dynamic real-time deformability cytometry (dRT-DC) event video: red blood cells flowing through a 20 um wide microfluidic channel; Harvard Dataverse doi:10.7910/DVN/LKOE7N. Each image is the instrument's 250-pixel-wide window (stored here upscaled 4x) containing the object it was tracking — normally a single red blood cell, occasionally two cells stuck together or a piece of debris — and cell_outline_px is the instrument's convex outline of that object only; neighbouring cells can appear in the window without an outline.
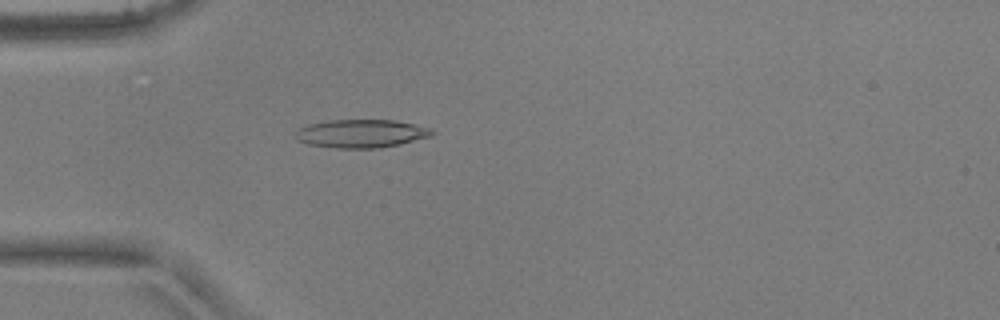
{"species": "common noctule bat (a hibernating species)", "species_latin": "Nyctalus noctula", "temperature_condition": "warm", "stored_images_in_passage": 51, "camera_frame_rate_fps": 3000, "um_per_image_px": 0.085, "animal": {"sex": "male", "body_mass_g": 17.9, "forearm_length_mm": 54.2}, "frame": {"image": 1, "passage_image": 14, "time_ms": 4.333, "image_size_px": [1000, 320], "cell_outline_px": [[436, 132], [432, 136], [400, 144], [380, 148], [336, 148], [308, 144], [296, 140], [296, 132], [300, 128], [308, 124], [328, 120], [392, 120], [412, 124], [428, 128]], "centroid_in_image_um": [30.69, 11.36], "position_along_channel_um": 54.3, "area_um2": 22.37}}
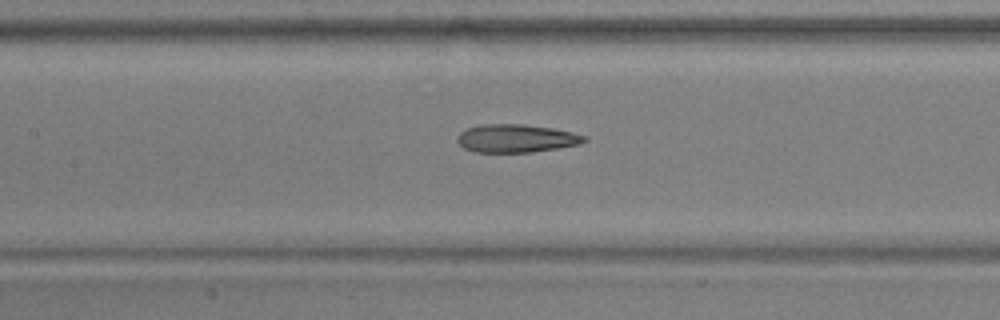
{"frame": {"image": 2, "passage_image": 23, "time_ms": 7.333, "image_size_px": [1000, 320], "cell_outline_px": [[588, 140], [580, 144], [532, 152], [476, 152], [464, 148], [456, 140], [456, 136], [460, 132], [468, 128], [480, 124], [524, 124], [552, 128], [572, 132], [588, 136]], "centroid_in_image_um": [43.88, 11.75], "position_along_channel_um": 163.5, "area_um2": 20.87}}
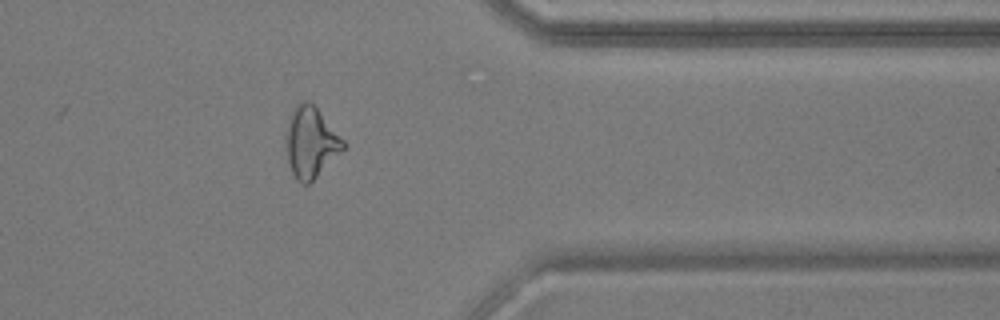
{"frame": {"image": 3, "passage_image": 41, "time_ms": 13.333, "image_size_px": [1000, 320], "cell_outline_px": [[348, 144], [308, 184], [304, 184], [296, 180], [292, 172], [288, 160], [284, 136], [288, 120], [292, 108], [300, 100], [308, 100], [316, 108]], "centroid_in_image_um": [26.38, 12.06], "position_along_channel_um": 385.0, "area_um2": 23.47}, "authors_computed_cell_mechanics": {"area_um2": 22.3686, "velocity_mm_per_s": 3.8853, "shape_relaxation_time_tau1_ms": null, "shape_relaxation_time_tau2_ms": 2.0795, "deformation_change_tau1": null, "deformation_change_tau2": 0.1157}}